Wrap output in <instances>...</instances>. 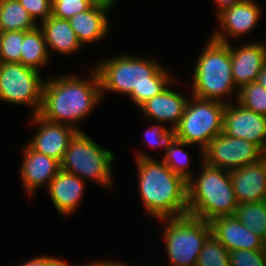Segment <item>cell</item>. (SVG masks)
Wrapping results in <instances>:
<instances>
[{
	"instance_id": "1",
	"label": "cell",
	"mask_w": 266,
	"mask_h": 266,
	"mask_svg": "<svg viewBox=\"0 0 266 266\" xmlns=\"http://www.w3.org/2000/svg\"><path fill=\"white\" fill-rule=\"evenodd\" d=\"M97 71L101 97L105 92L129 96L138 108L148 99L163 92L177 80L152 57L140 58L123 53L102 59L93 66Z\"/></svg>"
},
{
	"instance_id": "2",
	"label": "cell",
	"mask_w": 266,
	"mask_h": 266,
	"mask_svg": "<svg viewBox=\"0 0 266 266\" xmlns=\"http://www.w3.org/2000/svg\"><path fill=\"white\" fill-rule=\"evenodd\" d=\"M90 70L88 80L72 73L46 78L38 115L47 121L83 131L77 124L86 120L103 100L97 71L94 67Z\"/></svg>"
},
{
	"instance_id": "3",
	"label": "cell",
	"mask_w": 266,
	"mask_h": 266,
	"mask_svg": "<svg viewBox=\"0 0 266 266\" xmlns=\"http://www.w3.org/2000/svg\"><path fill=\"white\" fill-rule=\"evenodd\" d=\"M138 189L146 212L157 220L188 214L187 181L162 160L136 152Z\"/></svg>"
},
{
	"instance_id": "4",
	"label": "cell",
	"mask_w": 266,
	"mask_h": 266,
	"mask_svg": "<svg viewBox=\"0 0 266 266\" xmlns=\"http://www.w3.org/2000/svg\"><path fill=\"white\" fill-rule=\"evenodd\" d=\"M200 159L202 167L187 181L188 214L207 222L234 216L238 202L229 171L212 167Z\"/></svg>"
},
{
	"instance_id": "5",
	"label": "cell",
	"mask_w": 266,
	"mask_h": 266,
	"mask_svg": "<svg viewBox=\"0 0 266 266\" xmlns=\"http://www.w3.org/2000/svg\"><path fill=\"white\" fill-rule=\"evenodd\" d=\"M193 68L190 92L193 96L225 104L229 103L225 99L233 94L237 98L238 88L233 81L230 43L209 37Z\"/></svg>"
},
{
	"instance_id": "6",
	"label": "cell",
	"mask_w": 266,
	"mask_h": 266,
	"mask_svg": "<svg viewBox=\"0 0 266 266\" xmlns=\"http://www.w3.org/2000/svg\"><path fill=\"white\" fill-rule=\"evenodd\" d=\"M114 153L107 148L100 147L89 135L78 131L71 139L60 162L61 170L74 174L83 181L92 180L107 187H113L112 163Z\"/></svg>"
},
{
	"instance_id": "7",
	"label": "cell",
	"mask_w": 266,
	"mask_h": 266,
	"mask_svg": "<svg viewBox=\"0 0 266 266\" xmlns=\"http://www.w3.org/2000/svg\"><path fill=\"white\" fill-rule=\"evenodd\" d=\"M171 266H196L205 240L211 234L210 223L189 214L159 219Z\"/></svg>"
},
{
	"instance_id": "8",
	"label": "cell",
	"mask_w": 266,
	"mask_h": 266,
	"mask_svg": "<svg viewBox=\"0 0 266 266\" xmlns=\"http://www.w3.org/2000/svg\"><path fill=\"white\" fill-rule=\"evenodd\" d=\"M191 96L173 133L181 141L198 145L202 157V150L213 138L223 133L225 103Z\"/></svg>"
},
{
	"instance_id": "9",
	"label": "cell",
	"mask_w": 266,
	"mask_h": 266,
	"mask_svg": "<svg viewBox=\"0 0 266 266\" xmlns=\"http://www.w3.org/2000/svg\"><path fill=\"white\" fill-rule=\"evenodd\" d=\"M45 80L40 71L21 63L0 62V101L29 106L32 115L40 111Z\"/></svg>"
},
{
	"instance_id": "10",
	"label": "cell",
	"mask_w": 266,
	"mask_h": 266,
	"mask_svg": "<svg viewBox=\"0 0 266 266\" xmlns=\"http://www.w3.org/2000/svg\"><path fill=\"white\" fill-rule=\"evenodd\" d=\"M265 155L254 143L221 133L202 150V161L212 167L231 171L255 163Z\"/></svg>"
},
{
	"instance_id": "11",
	"label": "cell",
	"mask_w": 266,
	"mask_h": 266,
	"mask_svg": "<svg viewBox=\"0 0 266 266\" xmlns=\"http://www.w3.org/2000/svg\"><path fill=\"white\" fill-rule=\"evenodd\" d=\"M260 7L254 0H244L222 9L216 14L220 30L216 29L210 37L228 44L233 43L234 38L242 39L258 25L262 13Z\"/></svg>"
},
{
	"instance_id": "12",
	"label": "cell",
	"mask_w": 266,
	"mask_h": 266,
	"mask_svg": "<svg viewBox=\"0 0 266 266\" xmlns=\"http://www.w3.org/2000/svg\"><path fill=\"white\" fill-rule=\"evenodd\" d=\"M228 101L223 114V133L252 142L266 154V116Z\"/></svg>"
},
{
	"instance_id": "13",
	"label": "cell",
	"mask_w": 266,
	"mask_h": 266,
	"mask_svg": "<svg viewBox=\"0 0 266 266\" xmlns=\"http://www.w3.org/2000/svg\"><path fill=\"white\" fill-rule=\"evenodd\" d=\"M31 122L38 129L34 136L28 141V145L44 155L50 156L61 162L71 139L78 132L72 126L60 123H53L40 117L32 115Z\"/></svg>"
},
{
	"instance_id": "14",
	"label": "cell",
	"mask_w": 266,
	"mask_h": 266,
	"mask_svg": "<svg viewBox=\"0 0 266 266\" xmlns=\"http://www.w3.org/2000/svg\"><path fill=\"white\" fill-rule=\"evenodd\" d=\"M20 179L27 196L48 184L61 170V163L53 157L34 151L28 144L23 148Z\"/></svg>"
},
{
	"instance_id": "15",
	"label": "cell",
	"mask_w": 266,
	"mask_h": 266,
	"mask_svg": "<svg viewBox=\"0 0 266 266\" xmlns=\"http://www.w3.org/2000/svg\"><path fill=\"white\" fill-rule=\"evenodd\" d=\"M211 233L228 251L263 250L266 242L249 230L235 216H221L209 221Z\"/></svg>"
},
{
	"instance_id": "16",
	"label": "cell",
	"mask_w": 266,
	"mask_h": 266,
	"mask_svg": "<svg viewBox=\"0 0 266 266\" xmlns=\"http://www.w3.org/2000/svg\"><path fill=\"white\" fill-rule=\"evenodd\" d=\"M233 46L230 43L231 68L234 84L239 89L257 80L266 61V39L262 43L252 41L240 47Z\"/></svg>"
},
{
	"instance_id": "17",
	"label": "cell",
	"mask_w": 266,
	"mask_h": 266,
	"mask_svg": "<svg viewBox=\"0 0 266 266\" xmlns=\"http://www.w3.org/2000/svg\"><path fill=\"white\" fill-rule=\"evenodd\" d=\"M238 204L266 200V155L259 161L229 171Z\"/></svg>"
},
{
	"instance_id": "18",
	"label": "cell",
	"mask_w": 266,
	"mask_h": 266,
	"mask_svg": "<svg viewBox=\"0 0 266 266\" xmlns=\"http://www.w3.org/2000/svg\"><path fill=\"white\" fill-rule=\"evenodd\" d=\"M169 85L163 92L148 99L138 109L146 115L150 121L168 123L174 130L184 114L188 99Z\"/></svg>"
},
{
	"instance_id": "19",
	"label": "cell",
	"mask_w": 266,
	"mask_h": 266,
	"mask_svg": "<svg viewBox=\"0 0 266 266\" xmlns=\"http://www.w3.org/2000/svg\"><path fill=\"white\" fill-rule=\"evenodd\" d=\"M86 185L78 176L60 170L48 184L47 192L58 212L70 216L79 208Z\"/></svg>"
},
{
	"instance_id": "20",
	"label": "cell",
	"mask_w": 266,
	"mask_h": 266,
	"mask_svg": "<svg viewBox=\"0 0 266 266\" xmlns=\"http://www.w3.org/2000/svg\"><path fill=\"white\" fill-rule=\"evenodd\" d=\"M109 11L111 10L105 7L92 5L88 10L68 19L83 47L86 43L99 42L104 40V37L106 38L107 33L111 29L107 16Z\"/></svg>"
},
{
	"instance_id": "21",
	"label": "cell",
	"mask_w": 266,
	"mask_h": 266,
	"mask_svg": "<svg viewBox=\"0 0 266 266\" xmlns=\"http://www.w3.org/2000/svg\"><path fill=\"white\" fill-rule=\"evenodd\" d=\"M41 23L38 26L44 34L49 54L50 50L53 49L57 53L70 56L80 51L81 47L83 48L69 20L56 18L51 15Z\"/></svg>"
},
{
	"instance_id": "22",
	"label": "cell",
	"mask_w": 266,
	"mask_h": 266,
	"mask_svg": "<svg viewBox=\"0 0 266 266\" xmlns=\"http://www.w3.org/2000/svg\"><path fill=\"white\" fill-rule=\"evenodd\" d=\"M50 56L42 29L37 26L26 31L22 43L20 63L40 71L49 62Z\"/></svg>"
},
{
	"instance_id": "23",
	"label": "cell",
	"mask_w": 266,
	"mask_h": 266,
	"mask_svg": "<svg viewBox=\"0 0 266 266\" xmlns=\"http://www.w3.org/2000/svg\"><path fill=\"white\" fill-rule=\"evenodd\" d=\"M37 26L18 0H0V32L29 31Z\"/></svg>"
},
{
	"instance_id": "24",
	"label": "cell",
	"mask_w": 266,
	"mask_h": 266,
	"mask_svg": "<svg viewBox=\"0 0 266 266\" xmlns=\"http://www.w3.org/2000/svg\"><path fill=\"white\" fill-rule=\"evenodd\" d=\"M234 216L266 242V200L238 204Z\"/></svg>"
},
{
	"instance_id": "25",
	"label": "cell",
	"mask_w": 266,
	"mask_h": 266,
	"mask_svg": "<svg viewBox=\"0 0 266 266\" xmlns=\"http://www.w3.org/2000/svg\"><path fill=\"white\" fill-rule=\"evenodd\" d=\"M191 146L184 141L172 137L165 148V155L161 160L176 174L182 176L188 181L195 173L189 169L190 159L188 152L184 151V147ZM190 170V171H189ZM192 171V172H191Z\"/></svg>"
},
{
	"instance_id": "26",
	"label": "cell",
	"mask_w": 266,
	"mask_h": 266,
	"mask_svg": "<svg viewBox=\"0 0 266 266\" xmlns=\"http://www.w3.org/2000/svg\"><path fill=\"white\" fill-rule=\"evenodd\" d=\"M234 101L257 114L266 116V89L257 81L239 88Z\"/></svg>"
},
{
	"instance_id": "27",
	"label": "cell",
	"mask_w": 266,
	"mask_h": 266,
	"mask_svg": "<svg viewBox=\"0 0 266 266\" xmlns=\"http://www.w3.org/2000/svg\"><path fill=\"white\" fill-rule=\"evenodd\" d=\"M196 266H230L229 251L212 233L205 240Z\"/></svg>"
},
{
	"instance_id": "28",
	"label": "cell",
	"mask_w": 266,
	"mask_h": 266,
	"mask_svg": "<svg viewBox=\"0 0 266 266\" xmlns=\"http://www.w3.org/2000/svg\"><path fill=\"white\" fill-rule=\"evenodd\" d=\"M25 32L26 31L0 32V62L20 63Z\"/></svg>"
},
{
	"instance_id": "29",
	"label": "cell",
	"mask_w": 266,
	"mask_h": 266,
	"mask_svg": "<svg viewBox=\"0 0 266 266\" xmlns=\"http://www.w3.org/2000/svg\"><path fill=\"white\" fill-rule=\"evenodd\" d=\"M92 5L88 0H52V16L68 20Z\"/></svg>"
},
{
	"instance_id": "30",
	"label": "cell",
	"mask_w": 266,
	"mask_h": 266,
	"mask_svg": "<svg viewBox=\"0 0 266 266\" xmlns=\"http://www.w3.org/2000/svg\"><path fill=\"white\" fill-rule=\"evenodd\" d=\"M230 266H266V253L263 250L229 251Z\"/></svg>"
},
{
	"instance_id": "31",
	"label": "cell",
	"mask_w": 266,
	"mask_h": 266,
	"mask_svg": "<svg viewBox=\"0 0 266 266\" xmlns=\"http://www.w3.org/2000/svg\"><path fill=\"white\" fill-rule=\"evenodd\" d=\"M174 136L173 130L170 128H167L163 126L162 123L157 122L154 126H151L148 128L143 135V138L146 140L148 143L149 147L151 148H165L167 147V144L169 141L172 139Z\"/></svg>"
},
{
	"instance_id": "32",
	"label": "cell",
	"mask_w": 266,
	"mask_h": 266,
	"mask_svg": "<svg viewBox=\"0 0 266 266\" xmlns=\"http://www.w3.org/2000/svg\"><path fill=\"white\" fill-rule=\"evenodd\" d=\"M18 2L27 10L37 24L52 15V0H18Z\"/></svg>"
},
{
	"instance_id": "33",
	"label": "cell",
	"mask_w": 266,
	"mask_h": 266,
	"mask_svg": "<svg viewBox=\"0 0 266 266\" xmlns=\"http://www.w3.org/2000/svg\"><path fill=\"white\" fill-rule=\"evenodd\" d=\"M66 261L50 255H39L15 266H65Z\"/></svg>"
},
{
	"instance_id": "34",
	"label": "cell",
	"mask_w": 266,
	"mask_h": 266,
	"mask_svg": "<svg viewBox=\"0 0 266 266\" xmlns=\"http://www.w3.org/2000/svg\"><path fill=\"white\" fill-rule=\"evenodd\" d=\"M241 1L244 0H214L215 4H218L216 5L217 6L216 14L220 12L222 9L233 6L234 4L240 3Z\"/></svg>"
},
{
	"instance_id": "35",
	"label": "cell",
	"mask_w": 266,
	"mask_h": 266,
	"mask_svg": "<svg viewBox=\"0 0 266 266\" xmlns=\"http://www.w3.org/2000/svg\"><path fill=\"white\" fill-rule=\"evenodd\" d=\"M91 4L102 6L107 9L112 10L113 7H115L116 0H88Z\"/></svg>"
},
{
	"instance_id": "36",
	"label": "cell",
	"mask_w": 266,
	"mask_h": 266,
	"mask_svg": "<svg viewBox=\"0 0 266 266\" xmlns=\"http://www.w3.org/2000/svg\"><path fill=\"white\" fill-rule=\"evenodd\" d=\"M65 266H72L69 262L65 263ZM73 266H77V265H73ZM78 266H113V261L110 259V260H98V261H95L93 263H88V264H84V265H78Z\"/></svg>"
},
{
	"instance_id": "37",
	"label": "cell",
	"mask_w": 266,
	"mask_h": 266,
	"mask_svg": "<svg viewBox=\"0 0 266 266\" xmlns=\"http://www.w3.org/2000/svg\"><path fill=\"white\" fill-rule=\"evenodd\" d=\"M256 81L266 89V61L264 62Z\"/></svg>"
},
{
	"instance_id": "38",
	"label": "cell",
	"mask_w": 266,
	"mask_h": 266,
	"mask_svg": "<svg viewBox=\"0 0 266 266\" xmlns=\"http://www.w3.org/2000/svg\"><path fill=\"white\" fill-rule=\"evenodd\" d=\"M113 266H129L127 263H122L120 261H113Z\"/></svg>"
}]
</instances>
